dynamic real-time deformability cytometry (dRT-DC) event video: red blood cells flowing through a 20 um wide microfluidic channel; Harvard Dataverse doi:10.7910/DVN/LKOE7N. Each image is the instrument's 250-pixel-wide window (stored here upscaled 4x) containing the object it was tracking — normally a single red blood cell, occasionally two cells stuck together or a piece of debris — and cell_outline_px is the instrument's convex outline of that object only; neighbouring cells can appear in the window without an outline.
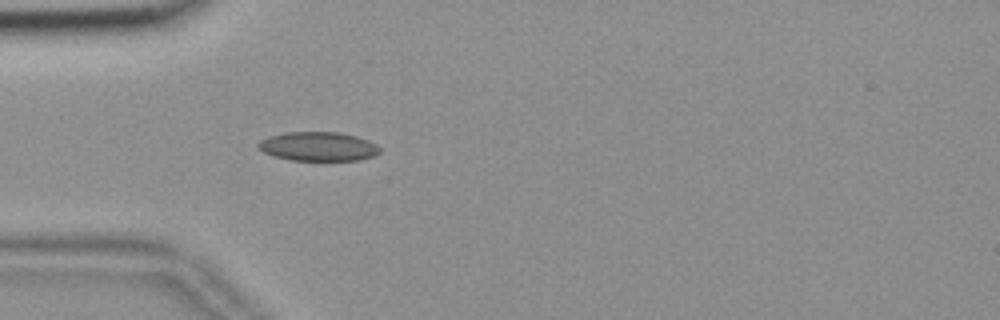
{"species": "common noctule bat (a hibernating species)", "species_latin": "Nyctalus noctula", "temperature_condition": "room temperature", "stored_images_in_passage": 40, "camera_frame_rate_fps": 3000, "um_per_image_px": 0.085, "animal": {"sex": "female", "body_mass_g": 18.4}, "frame": {"image": 1, "passage_image": 1, "time_ms": 0.0, "image_size_px": [1000, 320], "cell_outline_px": [[380, 152], [372, 156], [356, 160], [292, 160], [272, 156], [264, 152], [256, 144], [260, 140], [268, 136], [284, 132], [340, 132], [356, 136], [368, 140], [376, 144], [380, 148]], "centroid_in_image_um": [27.02, 12.44], "position_along_channel_um": 58.0, "area_um2": 20.58}}
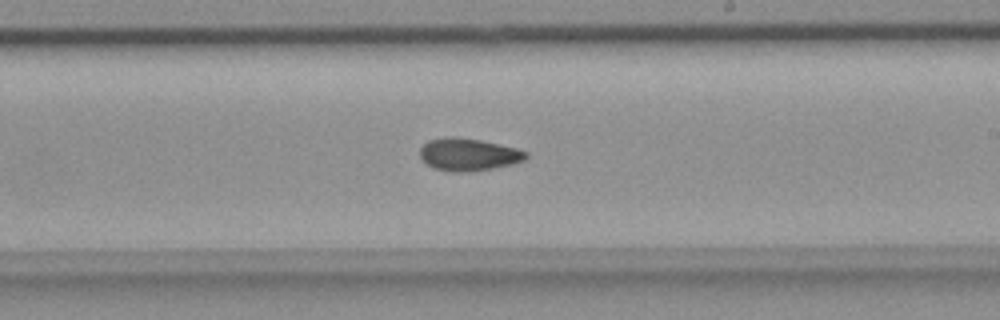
{"frame": {"image": 2, "passage_image": 17, "time_ms": 5.333, "image_size_px": [1000, 320], "cell_outline_px": [[528, 156], [524, 160], [512, 164], [492, 168], [460, 172], [452, 172], [432, 168], [420, 160], [420, 148], [428, 140], [452, 136], [480, 140], [500, 144], [516, 148], [528, 152]], "centroid_in_image_um": [39.78, 13.13], "position_along_channel_um": 249.2, "area_um2": 20.06}}
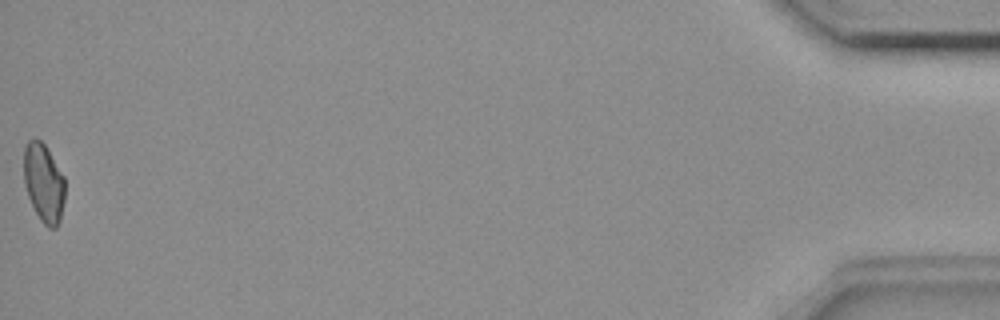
{"frame": {"image": 3, "passage_image": 40, "time_ms": 13.0, "image_size_px": [1000, 320], "cell_outline_px": [[64, 200], [60, 220], [56, 228], [48, 228], [40, 220], [28, 196], [24, 184], [24, 148], [28, 140], [40, 140], [44, 144], [64, 176]], "centroid_in_image_um": [3.71, 15.56], "position_along_channel_um": 431.5, "area_um2": 18.67}, "authors_computed_cell_mechanics": {"area_um2": 19.5364, "velocity_mm_per_s": 3.6782, "shape_relaxation_time_tau1_ms": null, "shape_relaxation_time_tau2_ms": 8.4832, "deformation_change_tau1": null, "deformation_change_tau2": 0.1302}}